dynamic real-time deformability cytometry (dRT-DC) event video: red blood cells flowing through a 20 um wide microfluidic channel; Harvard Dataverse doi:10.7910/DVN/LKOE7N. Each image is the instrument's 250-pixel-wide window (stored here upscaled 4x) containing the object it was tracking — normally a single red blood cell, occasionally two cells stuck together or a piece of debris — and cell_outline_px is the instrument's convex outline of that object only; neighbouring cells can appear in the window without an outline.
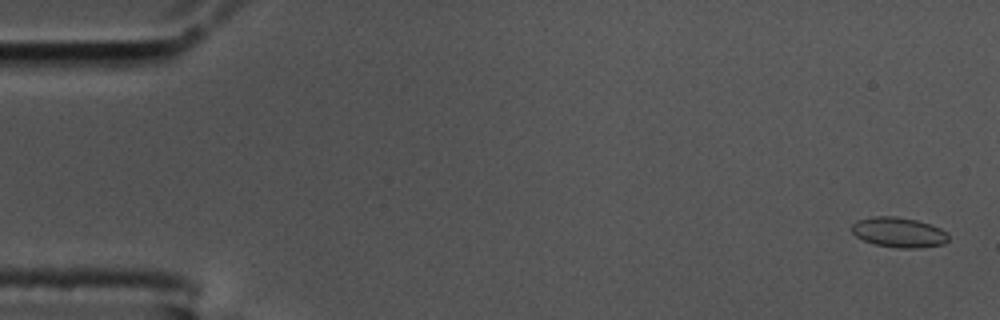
{"species": "common noctule bat (a hibernating species)", "species_latin": "Nyctalus noctula", "temperature_condition": "cold", "stored_images_in_passage": 58, "camera_frame_rate_fps": 3000, "um_per_image_px": 0.085, "animal": {"sex": "male", "body_mass_g": 17.5, "forearm_length_mm": 52.3}, "frame": {"image": 1, "passage_image": 1, "time_ms": 0.0, "image_size_px": [1000, 320], "cell_outline_px": [[948, 240], [944, 244], [920, 248], [896, 248], [876, 244], [864, 240], [856, 236], [852, 232], [852, 224], [856, 220], [872, 216], [896, 216], [916, 220], [932, 224], [948, 232]], "centroid_in_image_um": [76.41, 19.74], "position_along_channel_um": 8.6, "area_um2": 17.11}}
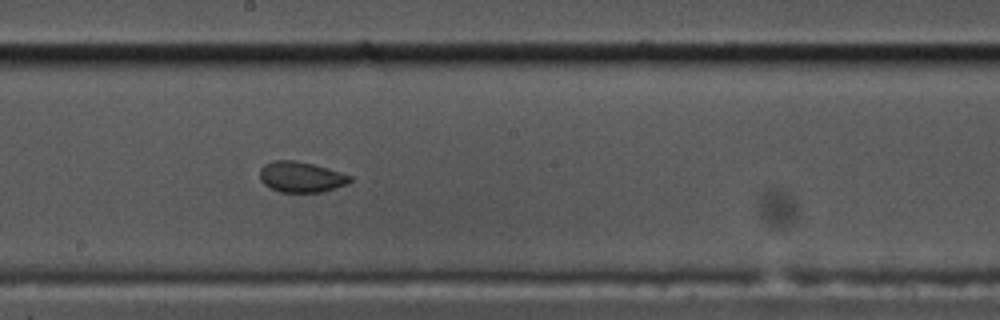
{"frame": {"image": 2, "passage_image": 31, "time_ms": 10.0, "image_size_px": [1000, 320], "cell_outline_px": [[352, 180], [348, 184], [320, 192], [280, 192], [264, 184], [260, 180], [260, 168], [264, 164], [272, 160], [292, 160], [312, 164], [328, 168], [352, 176]], "centroid_in_image_um": [25.58, 15.04], "position_along_channel_um": 222.6, "area_um2": 16.07}}
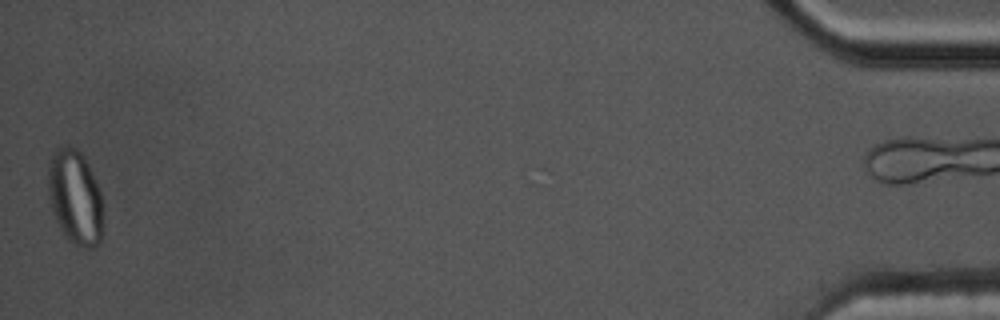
{"frame": {"image": 3, "passage_image": 57, "time_ms": 18.667, "image_size_px": [1000, 320], "cell_outline_px": [[100, 244], [96, 248], [84, 248], [72, 244], [64, 236], [52, 212], [48, 192], [48, 164], [52, 152], [56, 148], [68, 144], [76, 148], [84, 156], [88, 164], [100, 192]], "centroid_in_image_um": [6.33, 16.75], "position_along_channel_um": 428.9, "area_um2": 30.23}, "authors_computed_cell_mechanics": {"area_um2": 16.473, "velocity_mm_per_s": 3.468, "shape_relaxation_time_tau1_ms": null, "shape_relaxation_time_tau2_ms": 1.1459, "deformation_change_tau1": null, "deformation_change_tau2": 0.0483}}